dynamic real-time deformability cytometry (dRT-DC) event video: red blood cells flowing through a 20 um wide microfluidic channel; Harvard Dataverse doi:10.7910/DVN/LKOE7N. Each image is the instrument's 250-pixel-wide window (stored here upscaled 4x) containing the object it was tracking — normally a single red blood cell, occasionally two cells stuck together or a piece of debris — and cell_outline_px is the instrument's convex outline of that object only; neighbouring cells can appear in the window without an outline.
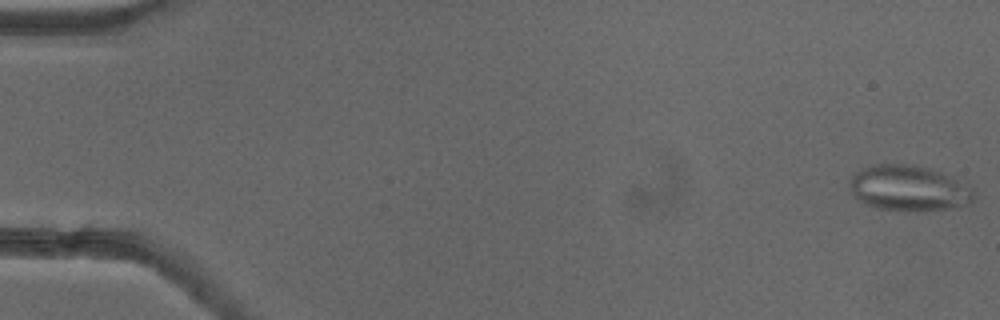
{"species": "common noctule bat (a hibernating species)", "species_latin": "Nyctalus noctula", "temperature_condition": "cold", "stored_images_in_passage": 15, "camera_frame_rate_fps": 3000, "um_per_image_px": 0.085, "animal": {"sex": "female"}, "frame": {"image": 1, "passage_image": 1, "time_ms": 0.0, "image_size_px": [1000, 320], "cell_outline_px": [[976, 196], [968, 204], [956, 208], [908, 212], [876, 208], [864, 204], [852, 196], [848, 192], [848, 184], [852, 176], [856, 172], [872, 164], [904, 164], [932, 168], [952, 176], [972, 188], [976, 192]], "centroid_in_image_um": [77.23, 16.02], "position_along_channel_um": 7.8, "area_um2": 33.81}}